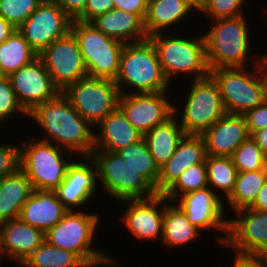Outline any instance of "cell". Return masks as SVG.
<instances>
[{
  "label": "cell",
  "mask_w": 267,
  "mask_h": 267,
  "mask_svg": "<svg viewBox=\"0 0 267 267\" xmlns=\"http://www.w3.org/2000/svg\"><path fill=\"white\" fill-rule=\"evenodd\" d=\"M28 117L35 120L47 135L40 140L55 143L67 154L72 153L73 157L75 154L78 158L81 155V158L91 156L94 150V127L79 114L63 92L37 105Z\"/></svg>",
  "instance_id": "cell-1"
},
{
  "label": "cell",
  "mask_w": 267,
  "mask_h": 267,
  "mask_svg": "<svg viewBox=\"0 0 267 267\" xmlns=\"http://www.w3.org/2000/svg\"><path fill=\"white\" fill-rule=\"evenodd\" d=\"M247 67L210 69L217 83L226 113L244 115L267 98V63L261 55ZM247 70V71H246Z\"/></svg>",
  "instance_id": "cell-2"
},
{
  "label": "cell",
  "mask_w": 267,
  "mask_h": 267,
  "mask_svg": "<svg viewBox=\"0 0 267 267\" xmlns=\"http://www.w3.org/2000/svg\"><path fill=\"white\" fill-rule=\"evenodd\" d=\"M114 82L121 94H125L123 85L126 84L136 89L135 93L165 92L170 86L161 69L157 51L149 39L124 45Z\"/></svg>",
  "instance_id": "cell-3"
},
{
  "label": "cell",
  "mask_w": 267,
  "mask_h": 267,
  "mask_svg": "<svg viewBox=\"0 0 267 267\" xmlns=\"http://www.w3.org/2000/svg\"><path fill=\"white\" fill-rule=\"evenodd\" d=\"M165 33H157L148 37L154 45L161 69L165 78L172 81L176 76L190 75L193 79H202L210 76V68L207 62L205 39L200 37L164 36ZM174 76V77H173Z\"/></svg>",
  "instance_id": "cell-4"
},
{
  "label": "cell",
  "mask_w": 267,
  "mask_h": 267,
  "mask_svg": "<svg viewBox=\"0 0 267 267\" xmlns=\"http://www.w3.org/2000/svg\"><path fill=\"white\" fill-rule=\"evenodd\" d=\"M99 215L84 213V210H71L50 230L45 240L58 248L76 253L89 267L116 263L104 253L92 248ZM92 244V245H91Z\"/></svg>",
  "instance_id": "cell-5"
},
{
  "label": "cell",
  "mask_w": 267,
  "mask_h": 267,
  "mask_svg": "<svg viewBox=\"0 0 267 267\" xmlns=\"http://www.w3.org/2000/svg\"><path fill=\"white\" fill-rule=\"evenodd\" d=\"M244 16L211 20L212 26L203 34L210 69L246 66L251 36Z\"/></svg>",
  "instance_id": "cell-6"
},
{
  "label": "cell",
  "mask_w": 267,
  "mask_h": 267,
  "mask_svg": "<svg viewBox=\"0 0 267 267\" xmlns=\"http://www.w3.org/2000/svg\"><path fill=\"white\" fill-rule=\"evenodd\" d=\"M65 149L53 143L34 140L19 143V168L30 180L35 190L54 191L64 181L70 153L64 158ZM66 161L65 159H68Z\"/></svg>",
  "instance_id": "cell-7"
},
{
  "label": "cell",
  "mask_w": 267,
  "mask_h": 267,
  "mask_svg": "<svg viewBox=\"0 0 267 267\" xmlns=\"http://www.w3.org/2000/svg\"><path fill=\"white\" fill-rule=\"evenodd\" d=\"M70 31L77 39L88 77L115 80L125 43L105 35L92 22L72 20Z\"/></svg>",
  "instance_id": "cell-8"
},
{
  "label": "cell",
  "mask_w": 267,
  "mask_h": 267,
  "mask_svg": "<svg viewBox=\"0 0 267 267\" xmlns=\"http://www.w3.org/2000/svg\"><path fill=\"white\" fill-rule=\"evenodd\" d=\"M90 157L97 165L99 186L116 202L149 199L157 195L155 188L118 153L93 150Z\"/></svg>",
  "instance_id": "cell-9"
},
{
  "label": "cell",
  "mask_w": 267,
  "mask_h": 267,
  "mask_svg": "<svg viewBox=\"0 0 267 267\" xmlns=\"http://www.w3.org/2000/svg\"><path fill=\"white\" fill-rule=\"evenodd\" d=\"M63 94L93 127L119 107L120 90L114 80L86 77L69 85Z\"/></svg>",
  "instance_id": "cell-10"
},
{
  "label": "cell",
  "mask_w": 267,
  "mask_h": 267,
  "mask_svg": "<svg viewBox=\"0 0 267 267\" xmlns=\"http://www.w3.org/2000/svg\"><path fill=\"white\" fill-rule=\"evenodd\" d=\"M179 124L185 134L202 135L226 114L217 83L211 76L193 79Z\"/></svg>",
  "instance_id": "cell-11"
},
{
  "label": "cell",
  "mask_w": 267,
  "mask_h": 267,
  "mask_svg": "<svg viewBox=\"0 0 267 267\" xmlns=\"http://www.w3.org/2000/svg\"><path fill=\"white\" fill-rule=\"evenodd\" d=\"M38 57L60 92L78 80L88 77L77 39L71 31L46 47Z\"/></svg>",
  "instance_id": "cell-12"
},
{
  "label": "cell",
  "mask_w": 267,
  "mask_h": 267,
  "mask_svg": "<svg viewBox=\"0 0 267 267\" xmlns=\"http://www.w3.org/2000/svg\"><path fill=\"white\" fill-rule=\"evenodd\" d=\"M235 219H228L227 234L219 237L220 244L230 246L237 254L260 256L267 248V211L242 208Z\"/></svg>",
  "instance_id": "cell-13"
},
{
  "label": "cell",
  "mask_w": 267,
  "mask_h": 267,
  "mask_svg": "<svg viewBox=\"0 0 267 267\" xmlns=\"http://www.w3.org/2000/svg\"><path fill=\"white\" fill-rule=\"evenodd\" d=\"M72 19L54 0H43L17 30L39 55L70 31Z\"/></svg>",
  "instance_id": "cell-14"
},
{
  "label": "cell",
  "mask_w": 267,
  "mask_h": 267,
  "mask_svg": "<svg viewBox=\"0 0 267 267\" xmlns=\"http://www.w3.org/2000/svg\"><path fill=\"white\" fill-rule=\"evenodd\" d=\"M166 92L168 91L159 93L126 91L120 95L119 108L127 121L144 135L174 114V105L167 99Z\"/></svg>",
  "instance_id": "cell-15"
},
{
  "label": "cell",
  "mask_w": 267,
  "mask_h": 267,
  "mask_svg": "<svg viewBox=\"0 0 267 267\" xmlns=\"http://www.w3.org/2000/svg\"><path fill=\"white\" fill-rule=\"evenodd\" d=\"M8 77L19 104L28 114L60 93L39 57Z\"/></svg>",
  "instance_id": "cell-16"
},
{
  "label": "cell",
  "mask_w": 267,
  "mask_h": 267,
  "mask_svg": "<svg viewBox=\"0 0 267 267\" xmlns=\"http://www.w3.org/2000/svg\"><path fill=\"white\" fill-rule=\"evenodd\" d=\"M210 187L185 193L177 198L178 206L187 219L202 232L208 229L223 231L228 229V219L225 220L224 202L221 196ZM218 194V195H217Z\"/></svg>",
  "instance_id": "cell-17"
},
{
  "label": "cell",
  "mask_w": 267,
  "mask_h": 267,
  "mask_svg": "<svg viewBox=\"0 0 267 267\" xmlns=\"http://www.w3.org/2000/svg\"><path fill=\"white\" fill-rule=\"evenodd\" d=\"M97 180V165L90 156L75 159L68 166L64 181L54 191L69 211L75 210L74 207L84 206L96 194Z\"/></svg>",
  "instance_id": "cell-18"
},
{
  "label": "cell",
  "mask_w": 267,
  "mask_h": 267,
  "mask_svg": "<svg viewBox=\"0 0 267 267\" xmlns=\"http://www.w3.org/2000/svg\"><path fill=\"white\" fill-rule=\"evenodd\" d=\"M128 207L122 218L124 226L135 238L150 240L162 238L165 196L157 194L149 199L122 200ZM160 207V209H158ZM161 210V211H160ZM160 236V237H159Z\"/></svg>",
  "instance_id": "cell-19"
},
{
  "label": "cell",
  "mask_w": 267,
  "mask_h": 267,
  "mask_svg": "<svg viewBox=\"0 0 267 267\" xmlns=\"http://www.w3.org/2000/svg\"><path fill=\"white\" fill-rule=\"evenodd\" d=\"M206 158L202 135L185 134L174 154L159 168L156 193L164 194L189 167L202 163Z\"/></svg>",
  "instance_id": "cell-20"
},
{
  "label": "cell",
  "mask_w": 267,
  "mask_h": 267,
  "mask_svg": "<svg viewBox=\"0 0 267 267\" xmlns=\"http://www.w3.org/2000/svg\"><path fill=\"white\" fill-rule=\"evenodd\" d=\"M202 137L206 155L231 157L234 151L250 137L243 115L226 113Z\"/></svg>",
  "instance_id": "cell-21"
},
{
  "label": "cell",
  "mask_w": 267,
  "mask_h": 267,
  "mask_svg": "<svg viewBox=\"0 0 267 267\" xmlns=\"http://www.w3.org/2000/svg\"><path fill=\"white\" fill-rule=\"evenodd\" d=\"M68 211L58 199L55 191L33 189L22 207L19 218L26 224L46 233Z\"/></svg>",
  "instance_id": "cell-22"
},
{
  "label": "cell",
  "mask_w": 267,
  "mask_h": 267,
  "mask_svg": "<svg viewBox=\"0 0 267 267\" xmlns=\"http://www.w3.org/2000/svg\"><path fill=\"white\" fill-rule=\"evenodd\" d=\"M94 128V150L117 153L143 138V134L127 121L119 107Z\"/></svg>",
  "instance_id": "cell-23"
},
{
  "label": "cell",
  "mask_w": 267,
  "mask_h": 267,
  "mask_svg": "<svg viewBox=\"0 0 267 267\" xmlns=\"http://www.w3.org/2000/svg\"><path fill=\"white\" fill-rule=\"evenodd\" d=\"M6 259L20 266L45 241V233L20 218L0 224Z\"/></svg>",
  "instance_id": "cell-24"
},
{
  "label": "cell",
  "mask_w": 267,
  "mask_h": 267,
  "mask_svg": "<svg viewBox=\"0 0 267 267\" xmlns=\"http://www.w3.org/2000/svg\"><path fill=\"white\" fill-rule=\"evenodd\" d=\"M91 22L105 35L122 41L125 44L139 43L148 39L144 20L134 13L114 8L98 15Z\"/></svg>",
  "instance_id": "cell-25"
},
{
  "label": "cell",
  "mask_w": 267,
  "mask_h": 267,
  "mask_svg": "<svg viewBox=\"0 0 267 267\" xmlns=\"http://www.w3.org/2000/svg\"><path fill=\"white\" fill-rule=\"evenodd\" d=\"M178 111L181 112L175 105L174 114L169 119L143 135L149 152L159 168L174 154L179 141L185 135L178 123L179 118L176 117Z\"/></svg>",
  "instance_id": "cell-26"
},
{
  "label": "cell",
  "mask_w": 267,
  "mask_h": 267,
  "mask_svg": "<svg viewBox=\"0 0 267 267\" xmlns=\"http://www.w3.org/2000/svg\"><path fill=\"white\" fill-rule=\"evenodd\" d=\"M32 190L30 180L20 168L0 180V224L19 218Z\"/></svg>",
  "instance_id": "cell-27"
},
{
  "label": "cell",
  "mask_w": 267,
  "mask_h": 267,
  "mask_svg": "<svg viewBox=\"0 0 267 267\" xmlns=\"http://www.w3.org/2000/svg\"><path fill=\"white\" fill-rule=\"evenodd\" d=\"M192 10L197 9L188 0H149L144 18L148 37L164 33V29L177 25L185 16L188 17Z\"/></svg>",
  "instance_id": "cell-28"
},
{
  "label": "cell",
  "mask_w": 267,
  "mask_h": 267,
  "mask_svg": "<svg viewBox=\"0 0 267 267\" xmlns=\"http://www.w3.org/2000/svg\"><path fill=\"white\" fill-rule=\"evenodd\" d=\"M165 197V209L162 225V243L168 247L187 245L197 239L201 230L194 226L186 217L180 207L167 202Z\"/></svg>",
  "instance_id": "cell-29"
},
{
  "label": "cell",
  "mask_w": 267,
  "mask_h": 267,
  "mask_svg": "<svg viewBox=\"0 0 267 267\" xmlns=\"http://www.w3.org/2000/svg\"><path fill=\"white\" fill-rule=\"evenodd\" d=\"M38 57L23 35L16 29L0 44V72L9 76Z\"/></svg>",
  "instance_id": "cell-30"
},
{
  "label": "cell",
  "mask_w": 267,
  "mask_h": 267,
  "mask_svg": "<svg viewBox=\"0 0 267 267\" xmlns=\"http://www.w3.org/2000/svg\"><path fill=\"white\" fill-rule=\"evenodd\" d=\"M22 267H89L76 253L46 240L22 263Z\"/></svg>",
  "instance_id": "cell-31"
},
{
  "label": "cell",
  "mask_w": 267,
  "mask_h": 267,
  "mask_svg": "<svg viewBox=\"0 0 267 267\" xmlns=\"http://www.w3.org/2000/svg\"><path fill=\"white\" fill-rule=\"evenodd\" d=\"M266 180L267 170L238 172L234 191L227 198L228 205L234 211L249 207Z\"/></svg>",
  "instance_id": "cell-32"
},
{
  "label": "cell",
  "mask_w": 267,
  "mask_h": 267,
  "mask_svg": "<svg viewBox=\"0 0 267 267\" xmlns=\"http://www.w3.org/2000/svg\"><path fill=\"white\" fill-rule=\"evenodd\" d=\"M117 153L127 164L136 170V172L140 173L156 191L159 167L155 164L144 138L128 145Z\"/></svg>",
  "instance_id": "cell-33"
},
{
  "label": "cell",
  "mask_w": 267,
  "mask_h": 267,
  "mask_svg": "<svg viewBox=\"0 0 267 267\" xmlns=\"http://www.w3.org/2000/svg\"><path fill=\"white\" fill-rule=\"evenodd\" d=\"M208 187L219 189L227 199L234 191L237 169L231 157L206 155ZM214 188H213V187Z\"/></svg>",
  "instance_id": "cell-34"
},
{
  "label": "cell",
  "mask_w": 267,
  "mask_h": 267,
  "mask_svg": "<svg viewBox=\"0 0 267 267\" xmlns=\"http://www.w3.org/2000/svg\"><path fill=\"white\" fill-rule=\"evenodd\" d=\"M208 187L207 165L204 160L186 169L176 182L163 194L168 200L176 201L177 197L194 190Z\"/></svg>",
  "instance_id": "cell-35"
},
{
  "label": "cell",
  "mask_w": 267,
  "mask_h": 267,
  "mask_svg": "<svg viewBox=\"0 0 267 267\" xmlns=\"http://www.w3.org/2000/svg\"><path fill=\"white\" fill-rule=\"evenodd\" d=\"M237 172L267 170V156L251 136L231 156Z\"/></svg>",
  "instance_id": "cell-36"
},
{
  "label": "cell",
  "mask_w": 267,
  "mask_h": 267,
  "mask_svg": "<svg viewBox=\"0 0 267 267\" xmlns=\"http://www.w3.org/2000/svg\"><path fill=\"white\" fill-rule=\"evenodd\" d=\"M43 0H0V16L16 29L38 8Z\"/></svg>",
  "instance_id": "cell-37"
},
{
  "label": "cell",
  "mask_w": 267,
  "mask_h": 267,
  "mask_svg": "<svg viewBox=\"0 0 267 267\" xmlns=\"http://www.w3.org/2000/svg\"><path fill=\"white\" fill-rule=\"evenodd\" d=\"M247 0H199L197 11L208 15L210 20L233 18L244 15L241 9Z\"/></svg>",
  "instance_id": "cell-38"
},
{
  "label": "cell",
  "mask_w": 267,
  "mask_h": 267,
  "mask_svg": "<svg viewBox=\"0 0 267 267\" xmlns=\"http://www.w3.org/2000/svg\"><path fill=\"white\" fill-rule=\"evenodd\" d=\"M18 112L28 116L17 100L9 77L3 76L0 78V122H5Z\"/></svg>",
  "instance_id": "cell-39"
},
{
  "label": "cell",
  "mask_w": 267,
  "mask_h": 267,
  "mask_svg": "<svg viewBox=\"0 0 267 267\" xmlns=\"http://www.w3.org/2000/svg\"><path fill=\"white\" fill-rule=\"evenodd\" d=\"M19 168V145L0 144V180Z\"/></svg>",
  "instance_id": "cell-40"
},
{
  "label": "cell",
  "mask_w": 267,
  "mask_h": 267,
  "mask_svg": "<svg viewBox=\"0 0 267 267\" xmlns=\"http://www.w3.org/2000/svg\"><path fill=\"white\" fill-rule=\"evenodd\" d=\"M250 135L257 130L267 128V98L257 107L244 115Z\"/></svg>",
  "instance_id": "cell-41"
},
{
  "label": "cell",
  "mask_w": 267,
  "mask_h": 267,
  "mask_svg": "<svg viewBox=\"0 0 267 267\" xmlns=\"http://www.w3.org/2000/svg\"><path fill=\"white\" fill-rule=\"evenodd\" d=\"M113 9V0H88L84 12L76 20L91 22L98 15L104 14Z\"/></svg>",
  "instance_id": "cell-42"
},
{
  "label": "cell",
  "mask_w": 267,
  "mask_h": 267,
  "mask_svg": "<svg viewBox=\"0 0 267 267\" xmlns=\"http://www.w3.org/2000/svg\"><path fill=\"white\" fill-rule=\"evenodd\" d=\"M114 8L139 15L143 20L147 13L149 0H113Z\"/></svg>",
  "instance_id": "cell-43"
},
{
  "label": "cell",
  "mask_w": 267,
  "mask_h": 267,
  "mask_svg": "<svg viewBox=\"0 0 267 267\" xmlns=\"http://www.w3.org/2000/svg\"><path fill=\"white\" fill-rule=\"evenodd\" d=\"M63 11L72 19L76 20L83 12L88 0H54Z\"/></svg>",
  "instance_id": "cell-44"
},
{
  "label": "cell",
  "mask_w": 267,
  "mask_h": 267,
  "mask_svg": "<svg viewBox=\"0 0 267 267\" xmlns=\"http://www.w3.org/2000/svg\"><path fill=\"white\" fill-rule=\"evenodd\" d=\"M232 267H267L260 256L235 254Z\"/></svg>",
  "instance_id": "cell-45"
},
{
  "label": "cell",
  "mask_w": 267,
  "mask_h": 267,
  "mask_svg": "<svg viewBox=\"0 0 267 267\" xmlns=\"http://www.w3.org/2000/svg\"><path fill=\"white\" fill-rule=\"evenodd\" d=\"M257 211H267V180L257 193L254 202L248 207Z\"/></svg>",
  "instance_id": "cell-46"
},
{
  "label": "cell",
  "mask_w": 267,
  "mask_h": 267,
  "mask_svg": "<svg viewBox=\"0 0 267 267\" xmlns=\"http://www.w3.org/2000/svg\"><path fill=\"white\" fill-rule=\"evenodd\" d=\"M250 136L267 156V128L254 131Z\"/></svg>",
  "instance_id": "cell-47"
},
{
  "label": "cell",
  "mask_w": 267,
  "mask_h": 267,
  "mask_svg": "<svg viewBox=\"0 0 267 267\" xmlns=\"http://www.w3.org/2000/svg\"><path fill=\"white\" fill-rule=\"evenodd\" d=\"M16 28L0 16V44L5 42Z\"/></svg>",
  "instance_id": "cell-48"
},
{
  "label": "cell",
  "mask_w": 267,
  "mask_h": 267,
  "mask_svg": "<svg viewBox=\"0 0 267 267\" xmlns=\"http://www.w3.org/2000/svg\"><path fill=\"white\" fill-rule=\"evenodd\" d=\"M4 249H3V240H2V233H1V230H0V263L2 261L3 258L7 257V256H4Z\"/></svg>",
  "instance_id": "cell-49"
},
{
  "label": "cell",
  "mask_w": 267,
  "mask_h": 267,
  "mask_svg": "<svg viewBox=\"0 0 267 267\" xmlns=\"http://www.w3.org/2000/svg\"><path fill=\"white\" fill-rule=\"evenodd\" d=\"M260 257L262 258L264 264L267 266V248L261 253Z\"/></svg>",
  "instance_id": "cell-50"
},
{
  "label": "cell",
  "mask_w": 267,
  "mask_h": 267,
  "mask_svg": "<svg viewBox=\"0 0 267 267\" xmlns=\"http://www.w3.org/2000/svg\"><path fill=\"white\" fill-rule=\"evenodd\" d=\"M196 9L198 8L199 5V0H188Z\"/></svg>",
  "instance_id": "cell-51"
},
{
  "label": "cell",
  "mask_w": 267,
  "mask_h": 267,
  "mask_svg": "<svg viewBox=\"0 0 267 267\" xmlns=\"http://www.w3.org/2000/svg\"><path fill=\"white\" fill-rule=\"evenodd\" d=\"M265 56V61H266V63H267V54L266 55H264Z\"/></svg>",
  "instance_id": "cell-52"
}]
</instances>
